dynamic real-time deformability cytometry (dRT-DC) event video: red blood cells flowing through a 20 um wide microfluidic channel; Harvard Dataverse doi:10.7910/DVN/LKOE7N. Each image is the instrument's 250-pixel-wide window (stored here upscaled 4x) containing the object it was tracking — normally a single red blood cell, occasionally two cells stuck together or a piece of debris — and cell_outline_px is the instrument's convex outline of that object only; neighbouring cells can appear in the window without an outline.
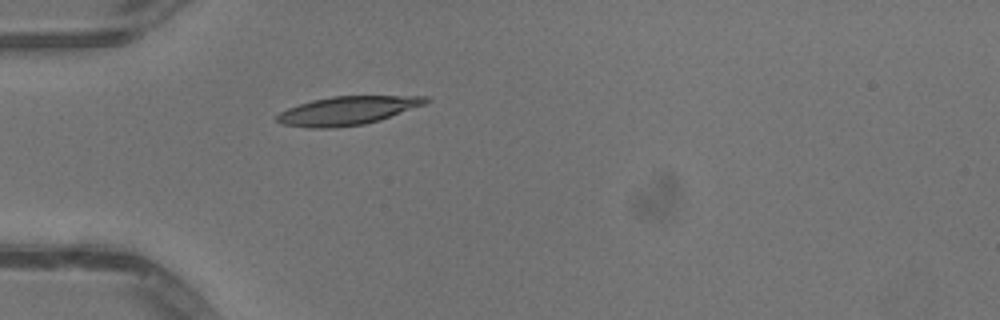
{"species": "common noctule bat (a hibernating species)", "species_latin": "Nyctalus noctula", "temperature_condition": "warm", "stored_images_in_passage": 33, "camera_frame_rate_fps": 3000, "um_per_image_px": 0.085, "animal": {"sex": "male", "body_mass_g": 13.3}, "frame": {"image": 1, "passage_image": 1, "time_ms": 0.0, "image_size_px": [1000, 320], "cell_outline_px": [[432, 100], [424, 104], [380, 120], [364, 124], [336, 128], [308, 128], [284, 124], [276, 120], [276, 116], [280, 112], [288, 108], [312, 100], [332, 96], [428, 96]], "centroid_in_image_um": [29.54, 9.4], "position_along_channel_um": 55.5, "area_um2": 24.62}}
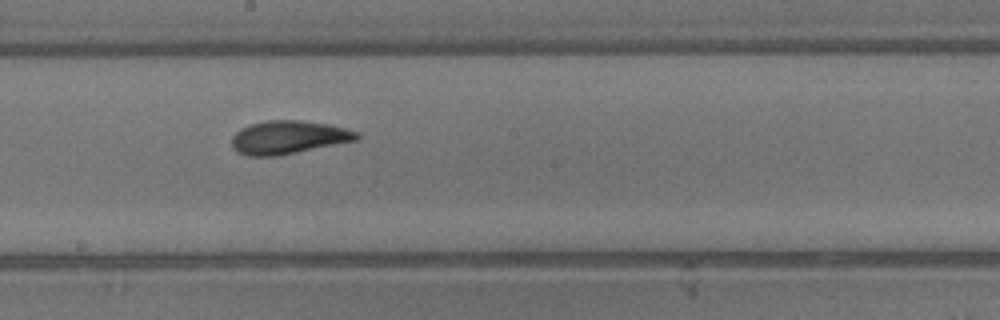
{"frame": {"image": 2, "passage_image": 14, "time_ms": 4.333, "image_size_px": [1000, 320], "cell_outline_px": [[360, 140], [276, 156], [248, 156], [236, 152], [232, 148], [232, 136], [240, 128], [252, 124], [268, 120], [300, 120], [328, 124], [360, 132]], "centroid_in_image_um": [24.53, 11.68], "position_along_channel_um": 223.7, "area_um2": 24.39}}
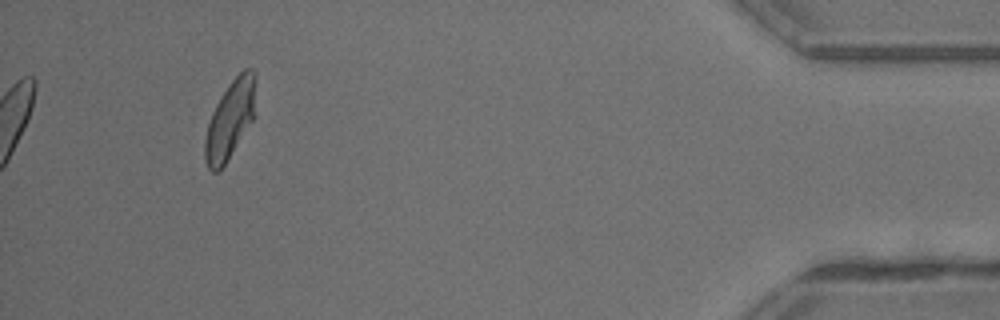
{"frame": {"image": 3, "passage_image": 33, "time_ms": 10.667, "image_size_px": [1000, 320], "cell_outline_px": [[256, 80], [252, 120], [224, 164], [216, 172], [212, 172], [208, 168], [204, 160], [204, 140], [208, 124], [212, 112], [216, 104], [232, 80], [244, 68], [252, 68], [256, 72]], "centroid_in_image_um": [19.54, 10.14], "position_along_channel_um": 415.7, "area_um2": 22.6}, "authors_computed_cell_mechanics": {"area_um2": 23.6402, "velocity_mm_per_s": 4.0831, "shape_relaxation_time_tau1_ms": 3.4719, "shape_relaxation_time_tau2_ms": 1.5807, "deformation_change_tau1": 0.1465, "deformation_change_tau2": 0.0591}}